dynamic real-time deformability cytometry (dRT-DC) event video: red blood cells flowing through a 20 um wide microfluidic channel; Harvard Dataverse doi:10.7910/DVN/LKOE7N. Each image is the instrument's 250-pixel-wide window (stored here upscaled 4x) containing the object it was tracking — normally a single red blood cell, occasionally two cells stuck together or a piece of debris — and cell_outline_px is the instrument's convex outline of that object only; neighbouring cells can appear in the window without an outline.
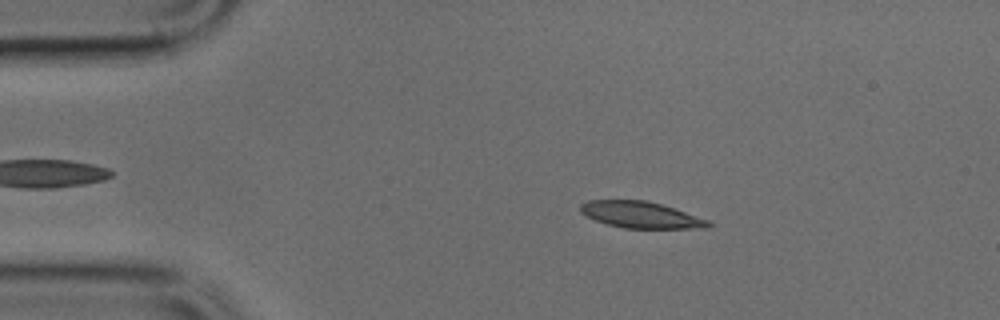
{"species": "common noctule bat (a hibernating species)", "species_latin": "Nyctalus noctula", "temperature_condition": "cold", "stored_images_in_passage": 4, "camera_frame_rate_fps": 3000, "um_per_image_px": 0.085, "animal": {"sex": "male", "body_mass_g": 17.9, "forearm_length_mm": 54.2}, "frame": {"image": 1, "passage_image": 2, "time_ms": 0.333, "image_size_px": [1000, 320], "cell_outline_px": [[712, 224], [708, 228], [624, 228], [608, 224], [596, 220], [580, 212], [580, 204], [588, 200], [644, 200], [660, 204], [708, 220]], "centroid_in_image_um": [54.44, 18.26], "position_along_channel_um": 30.6, "area_um2": 19.36}}